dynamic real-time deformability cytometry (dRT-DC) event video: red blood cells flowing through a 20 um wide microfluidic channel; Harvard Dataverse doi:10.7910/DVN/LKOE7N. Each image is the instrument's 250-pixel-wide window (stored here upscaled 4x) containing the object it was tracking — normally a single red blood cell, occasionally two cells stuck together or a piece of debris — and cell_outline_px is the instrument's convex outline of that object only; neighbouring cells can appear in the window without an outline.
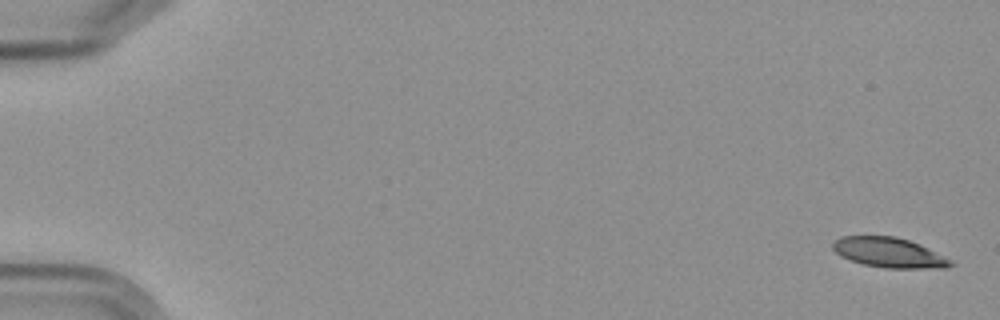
{"species": "Egyptian fruit bat (a non-hibernating species)", "species_latin": "Rousettus aegyptiacus", "temperature_condition": "cold", "stored_images_in_passage": 5, "camera_frame_rate_fps": 3000, "um_per_image_px": 0.085, "frame": {"image": 1, "passage_image": 1, "time_ms": 0.0, "image_size_px": [1000, 320], "cell_outline_px": [[956, 264], [948, 268], [884, 268], [864, 264], [840, 256], [832, 248], [832, 244], [840, 236], [892, 236], [908, 240], [920, 244], [928, 248]], "centroid_in_image_um": [75.56, 21.47], "position_along_channel_um": 9.4, "area_um2": 20.35}}
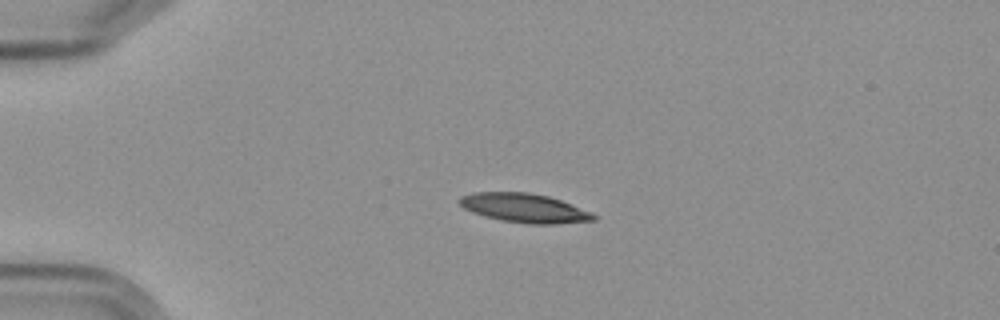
{"frame": {"image": 2, "passage_image": 4, "time_ms": 4.333, "image_size_px": [1000, 320], "cell_outline_px": [[596, 220], [556, 224], [532, 224], [500, 220], [484, 216], [472, 212], [464, 208], [456, 200], [460, 196], [472, 192], [528, 192], [548, 196], [560, 200], [592, 212], [596, 216]], "centroid_in_image_um": [44.54, 17.68], "position_along_channel_um": 40.5, "area_um2": 22.77}}